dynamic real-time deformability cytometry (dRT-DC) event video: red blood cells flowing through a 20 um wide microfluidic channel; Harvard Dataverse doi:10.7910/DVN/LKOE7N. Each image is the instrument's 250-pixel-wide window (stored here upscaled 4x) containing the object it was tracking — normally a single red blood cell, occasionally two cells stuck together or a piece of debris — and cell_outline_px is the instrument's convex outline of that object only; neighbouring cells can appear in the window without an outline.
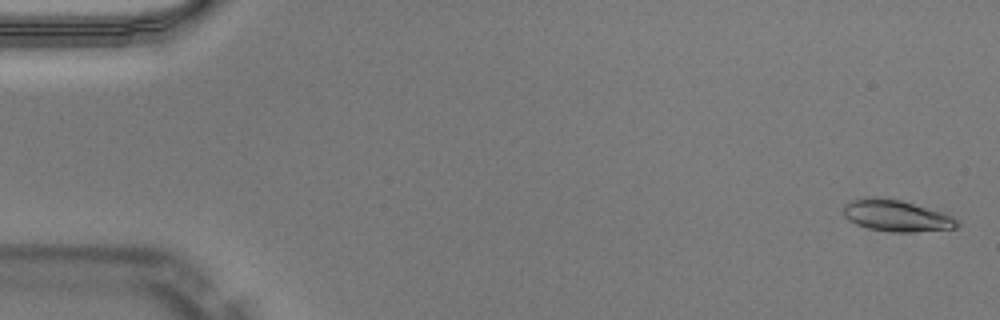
{"species": "Egyptian fruit bat (a non-hibernating species)", "species_latin": "Rousettus aegyptiacus", "temperature_condition": "warm", "stored_images_in_passage": 51, "camera_frame_rate_fps": 3000, "um_per_image_px": 0.085, "animal": {"sex": "male"}, "frame": {"image": 1, "passage_image": 2, "time_ms": 0.333, "image_size_px": [1000, 320], "cell_outline_px": [[960, 228], [912, 232], [892, 232], [868, 228], [856, 224], [848, 220], [844, 216], [844, 204], [848, 200], [864, 196], [876, 196], [900, 200], [940, 212], [952, 216], [960, 224]], "centroid_in_image_um": [76.14, 18.32], "position_along_channel_um": 8.9, "area_um2": 21.04}}
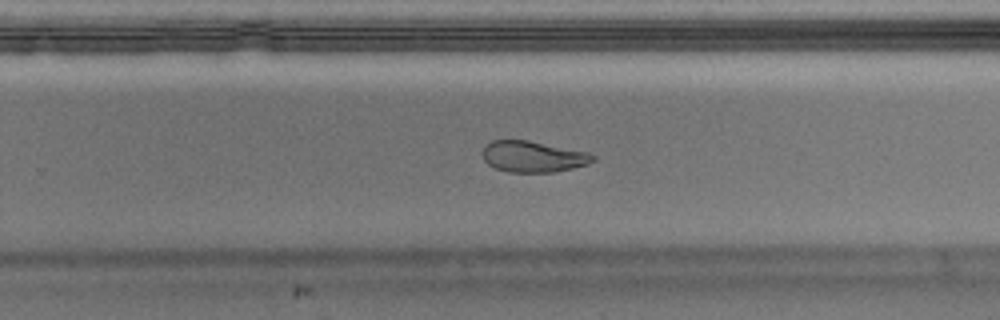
{"frame": {"image": 2, "passage_image": 33, "time_ms": 10.667, "image_size_px": [1000, 320], "cell_outline_px": [[596, 160], [588, 164], [572, 168], [552, 172], [508, 172], [496, 168], [488, 164], [484, 160], [480, 152], [492, 140], [528, 140], [588, 152], [596, 156]], "centroid_in_image_um": [45.31, 13.31], "position_along_channel_um": 284.5, "area_um2": 20.06}}
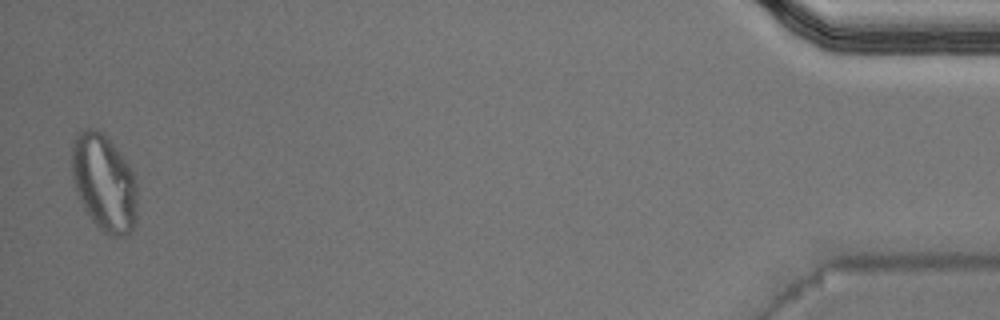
{"frame": {"image": 3, "passage_image": 50, "time_ms": 16.333, "image_size_px": [1000, 320], "cell_outline_px": [[136, 224], [132, 232], [124, 236], [112, 236], [104, 232], [92, 220], [84, 208], [76, 192], [72, 176], [72, 144], [76, 132], [88, 128], [92, 128], [100, 132], [120, 152], [132, 168], [136, 176]], "centroid_in_image_um": [8.86, 15.54], "position_along_channel_um": 426.3, "area_um2": 37.11}, "authors_computed_cell_mechanics": {"area_um2": 20.808, "velocity_mm_per_s": 4.0281, "shape_relaxation_time_tau1_ms": null, "shape_relaxation_time_tau2_ms": 1.5024, "deformation_change_tau1": null, "deformation_change_tau2": 0.0756}}